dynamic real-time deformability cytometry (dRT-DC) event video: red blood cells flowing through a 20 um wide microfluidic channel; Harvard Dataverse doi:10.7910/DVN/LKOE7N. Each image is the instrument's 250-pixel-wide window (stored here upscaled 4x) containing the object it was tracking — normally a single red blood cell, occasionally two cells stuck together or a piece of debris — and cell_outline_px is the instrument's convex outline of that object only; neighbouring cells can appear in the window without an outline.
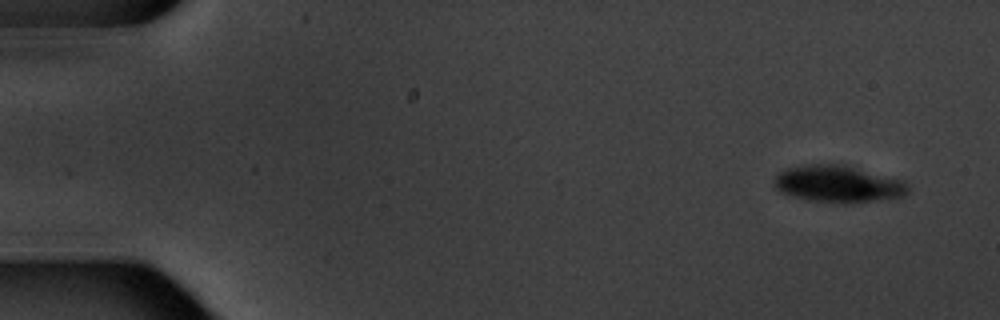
{"species": "common noctule bat (a hibernating species)", "species_latin": "Nyctalus noctula", "temperature_condition": "warm", "stored_images_in_passage": 10, "camera_frame_rate_fps": 3000, "um_per_image_px": 0.085, "animal": {"sex": "male", "body_mass_g": 20.1, "forearm_length_mm": 53.5}, "frame": {"image": 1, "passage_image": 1, "time_ms": 0.0, "image_size_px": [1000, 320], "cell_outline_px": [[908, 192], [904, 196], [848, 204], [844, 204], [808, 200], [780, 192], [776, 188], [776, 176], [780, 172], [788, 168], [804, 164], [840, 164], [900, 180], [908, 188]], "centroid_in_image_um": [71.2, 15.65], "position_along_channel_um": 13.8, "area_um2": 28.21}}